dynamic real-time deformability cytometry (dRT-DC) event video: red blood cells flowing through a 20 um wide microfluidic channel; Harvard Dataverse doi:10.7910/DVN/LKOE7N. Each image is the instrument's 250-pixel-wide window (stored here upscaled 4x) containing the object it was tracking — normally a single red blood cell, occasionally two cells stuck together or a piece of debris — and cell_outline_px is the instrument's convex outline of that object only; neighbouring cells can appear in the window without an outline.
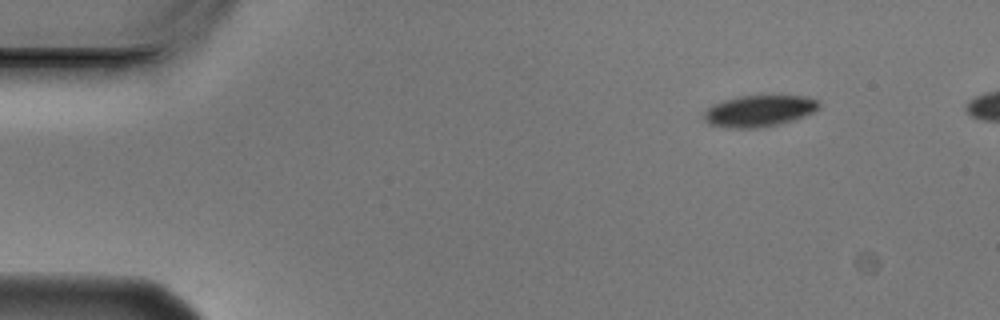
{"species": "Egyptian fruit bat (a non-hibernating species)", "species_latin": "Rousettus aegyptiacus", "temperature_condition": "cold", "stored_images_in_passage": 6, "camera_frame_rate_fps": 3000, "um_per_image_px": 0.085, "animal": {"sex": "male"}, "frame": {"image": 1, "passage_image": 1, "time_ms": 0.0, "image_size_px": [1000, 320], "cell_outline_px": [[820, 108], [804, 116], [780, 124], [760, 128], [724, 128], [708, 124], [704, 120], [704, 112], [712, 104], [724, 100], [740, 96], [804, 96], [820, 100]], "centroid_in_image_um": [64.51, 9.44], "position_along_channel_um": 20.5, "area_um2": 21.21}}
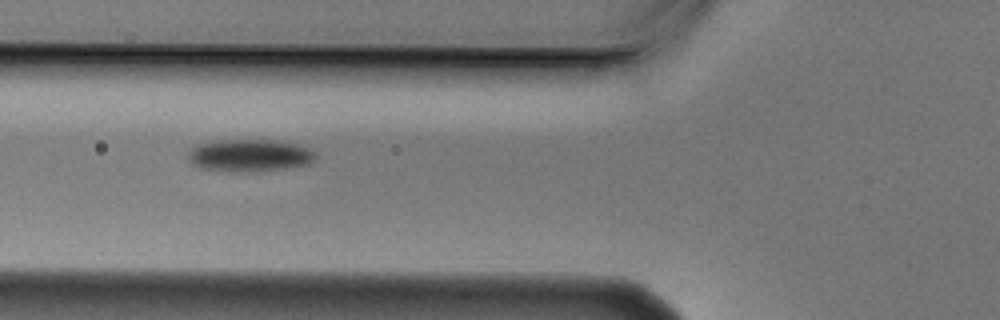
{"frame": {"image": 2, "passage_image": 5, "time_ms": 1.333, "image_size_px": [1000, 320], "cell_outline_px": [[316, 156], [308, 164], [288, 168], [256, 172], [232, 172], [200, 168], [192, 164], [188, 160], [188, 152], [192, 148], [200, 144], [216, 140], [276, 140], [296, 144], [308, 148], [316, 152]], "centroid_in_image_um": [21.2, 13.22], "position_along_channel_um": 104.6, "area_um2": 24.22}}
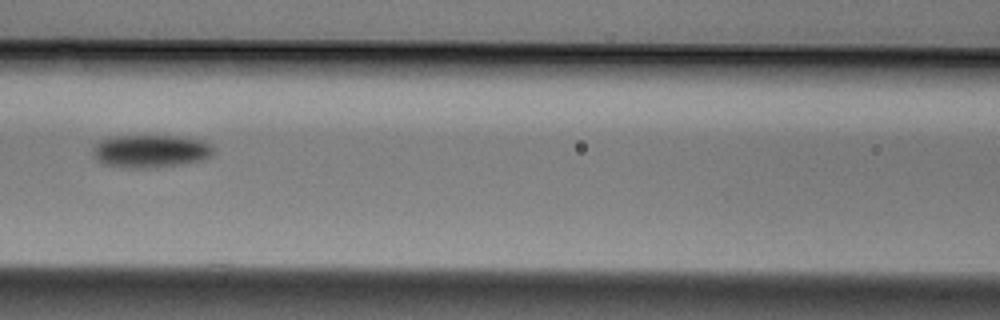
{"frame": {"image": 3, "passage_image": 6, "time_ms": 1.667, "image_size_px": [1000, 320], "cell_outline_px": [[216, 152], [212, 156], [204, 160], [184, 164], [156, 168], [120, 168], [104, 164], [96, 160], [92, 156], [92, 148], [100, 140], [112, 136], [180, 136], [204, 140], [212, 144], [216, 148]], "centroid_in_image_um": [12.85, 12.86], "position_along_channel_um": 153.8, "area_um2": 23.93}}